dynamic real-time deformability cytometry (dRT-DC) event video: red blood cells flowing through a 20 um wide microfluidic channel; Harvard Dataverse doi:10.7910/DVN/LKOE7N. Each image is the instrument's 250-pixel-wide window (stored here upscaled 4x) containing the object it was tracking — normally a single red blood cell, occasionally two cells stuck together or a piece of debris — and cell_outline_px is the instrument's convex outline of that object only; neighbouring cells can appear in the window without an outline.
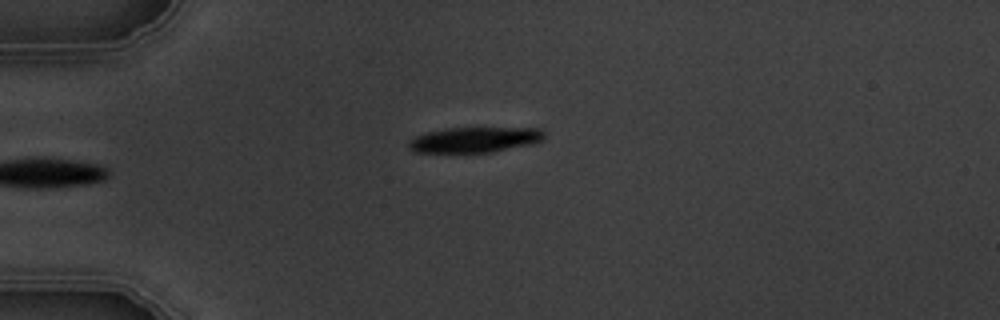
{"species": "common noctule bat (a hibernating species)", "species_latin": "Nyctalus noctula", "temperature_condition": "warm", "stored_images_in_passage": 5, "camera_frame_rate_fps": 3000, "um_per_image_px": 0.085, "animal": {"sex": "male", "body_mass_g": 19.5, "forearm_length_mm": 54.6}, "frame": {"image": 1, "passage_image": 5, "time_ms": 4.667, "image_size_px": [1000, 320], "cell_outline_px": [[544, 140], [528, 144], [492, 152], [416, 152], [408, 148], [408, 144], [416, 136], [428, 132], [448, 128], [540, 128], [544, 132]], "centroid_in_image_um": [40.36, 11.87], "position_along_channel_um": 44.6, "area_um2": 19.71}}